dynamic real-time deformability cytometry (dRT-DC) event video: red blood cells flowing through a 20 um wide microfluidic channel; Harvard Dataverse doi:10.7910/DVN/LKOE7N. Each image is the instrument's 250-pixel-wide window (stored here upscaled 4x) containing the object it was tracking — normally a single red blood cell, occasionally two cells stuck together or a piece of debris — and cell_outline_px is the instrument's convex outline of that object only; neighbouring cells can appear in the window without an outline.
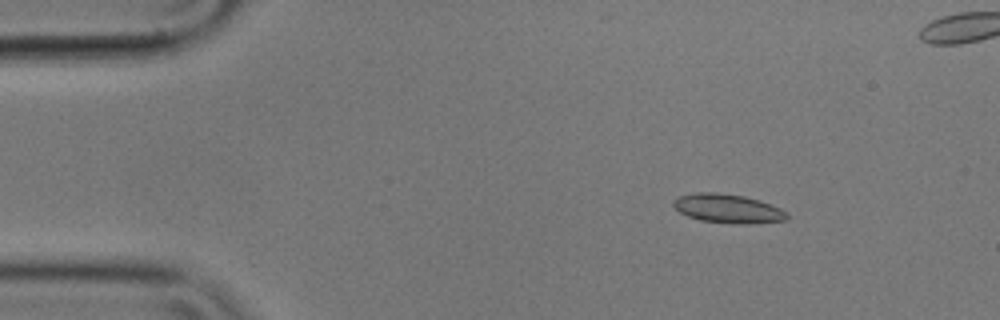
{"species": "common noctule bat (a hibernating species)", "species_latin": "Nyctalus noctula", "temperature_condition": "cold", "stored_images_in_passage": 57, "camera_frame_rate_fps": 3000, "um_per_image_px": 0.085, "animal": {"sex": "male", "body_mass_g": 17.9}, "frame": {"image": 1, "passage_image": 8, "time_ms": 2.333, "image_size_px": [1000, 320], "cell_outline_px": [[788, 220], [748, 224], [732, 224], [700, 220], [688, 216], [680, 212], [672, 204], [680, 196], [696, 192], [716, 192], [744, 196], [760, 200], [780, 208], [788, 212]], "centroid_in_image_um": [61.91, 17.73], "position_along_channel_um": 23.1, "area_um2": 19.19}}
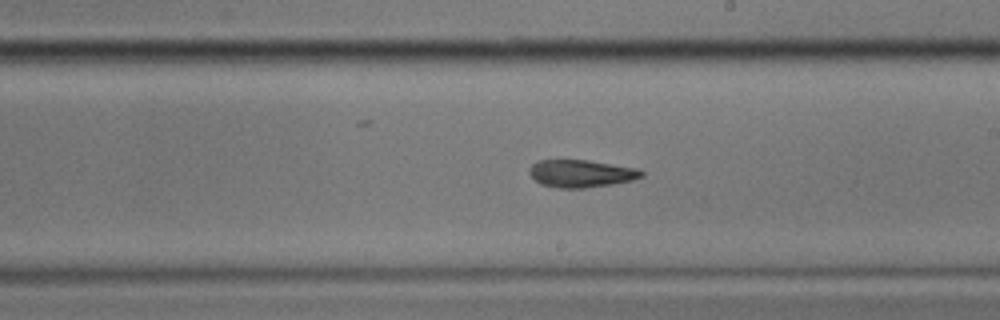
{"frame": {"image": 2, "passage_image": 32, "time_ms": 10.333, "image_size_px": [1000, 320], "cell_outline_px": [[644, 176], [632, 180], [612, 184], [584, 188], [560, 188], [540, 184], [528, 172], [528, 168], [536, 160], [588, 160], [640, 168], [644, 172]], "centroid_in_image_um": [49.41, 14.74], "position_along_channel_um": 239.6, "area_um2": 18.15}}
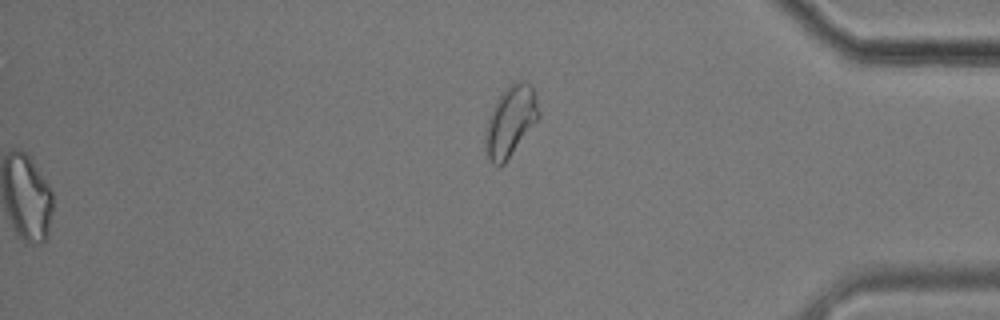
{"frame": {"image": 3, "passage_image": 57, "time_ms": 18.667, "image_size_px": [1000, 320], "cell_outline_px": [[540, 116], [504, 164], [500, 168], [492, 164], [484, 148], [484, 132], [488, 120], [496, 100], [504, 88], [508, 84], [516, 80], [524, 80], [532, 88], [536, 96], [540, 112]], "centroid_in_image_um": [43.37, 10.3], "position_along_channel_um": 391.8, "area_um2": 22.02}, "authors_computed_cell_mechanics": {"area_um2": 18.9584, "velocity_mm_per_s": 3.5432, "shape_relaxation_time_tau1_ms": null, "shape_relaxation_time_tau2_ms": 9.2115, "deformation_change_tau1": null, "deformation_change_tau2": 0.1964}}